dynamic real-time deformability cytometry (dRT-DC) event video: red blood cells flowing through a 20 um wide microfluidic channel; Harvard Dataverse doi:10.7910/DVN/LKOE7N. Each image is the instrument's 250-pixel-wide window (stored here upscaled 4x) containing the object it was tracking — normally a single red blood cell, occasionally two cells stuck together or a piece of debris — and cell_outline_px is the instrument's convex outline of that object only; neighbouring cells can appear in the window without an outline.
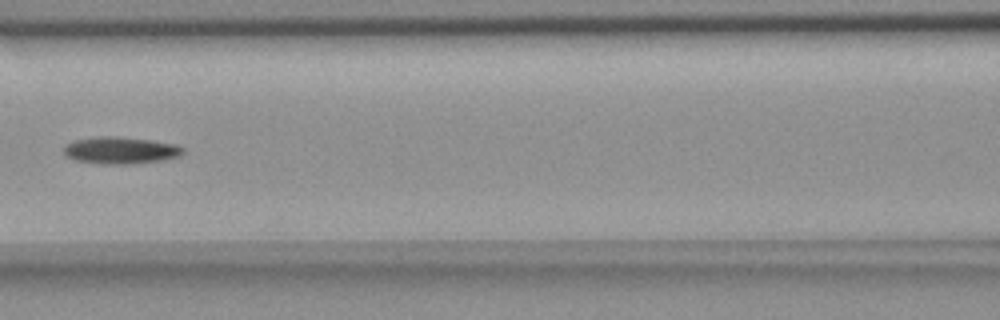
{"species": "common noctule bat (a hibernating species)", "species_latin": "Nyctalus noctula", "temperature_condition": "room temperature", "stored_images_in_passage": 10, "camera_frame_rate_fps": 3000, "um_per_image_px": 0.085, "animal": {"sex": "female", "body_mass_g": 18.4}, "frame": {"image": 1, "passage_image": 5, "time_ms": 4.667, "image_size_px": [1000, 320], "cell_outline_px": [[184, 152], [180, 156], [160, 160], [128, 164], [100, 164], [76, 160], [68, 156], [64, 152], [64, 148], [68, 144], [76, 140], [96, 136], [116, 136], [152, 140], [176, 144], [184, 148]], "centroid_in_image_um": [10.28, 12.77], "position_along_channel_um": 156.3, "area_um2": 18.61}}
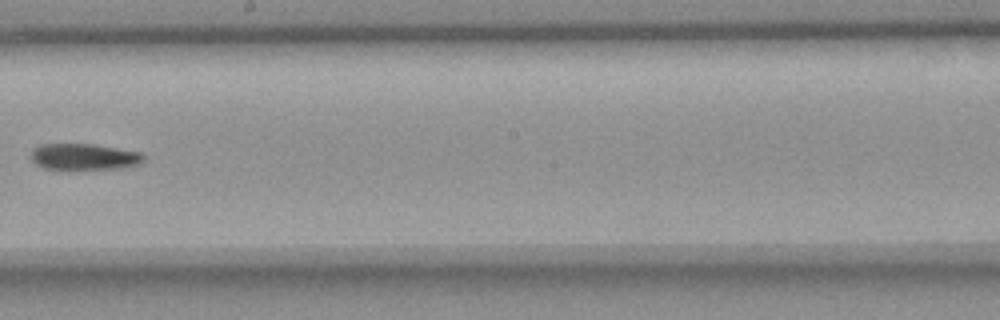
{"frame": {"image": 2, "passage_image": 7, "time_ms": 7.0, "image_size_px": [1000, 320], "cell_outline_px": [[144, 160], [140, 164], [124, 168], [68, 172], [44, 168], [36, 164], [32, 160], [32, 148], [40, 144], [96, 144], [140, 152], [144, 156]], "centroid_in_image_um": [7.14, 13.37], "position_along_channel_um": 241.1, "area_um2": 18.21}}
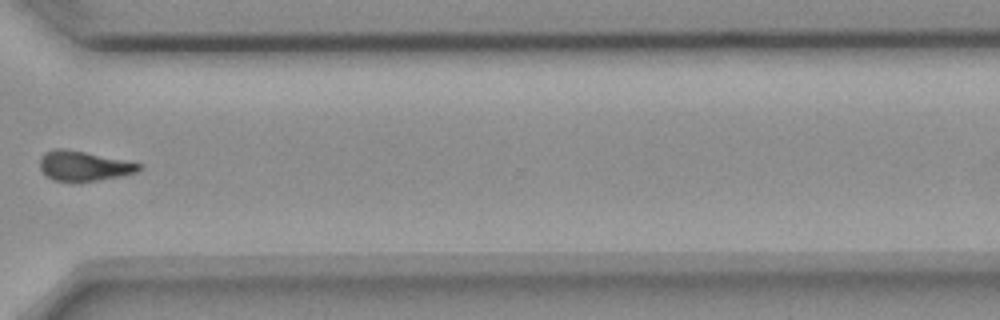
{"frame": {"image": 3, "passage_image": 10, "time_ms": 10.333, "image_size_px": [1000, 320], "cell_outline_px": [[144, 164], [136, 172], [120, 176], [100, 180], [52, 180], [40, 168], [40, 156], [44, 152], [52, 148], [64, 148]], "centroid_in_image_um": [7.1, 14.08], "position_along_channel_um": 363.5, "area_um2": 16.94}}